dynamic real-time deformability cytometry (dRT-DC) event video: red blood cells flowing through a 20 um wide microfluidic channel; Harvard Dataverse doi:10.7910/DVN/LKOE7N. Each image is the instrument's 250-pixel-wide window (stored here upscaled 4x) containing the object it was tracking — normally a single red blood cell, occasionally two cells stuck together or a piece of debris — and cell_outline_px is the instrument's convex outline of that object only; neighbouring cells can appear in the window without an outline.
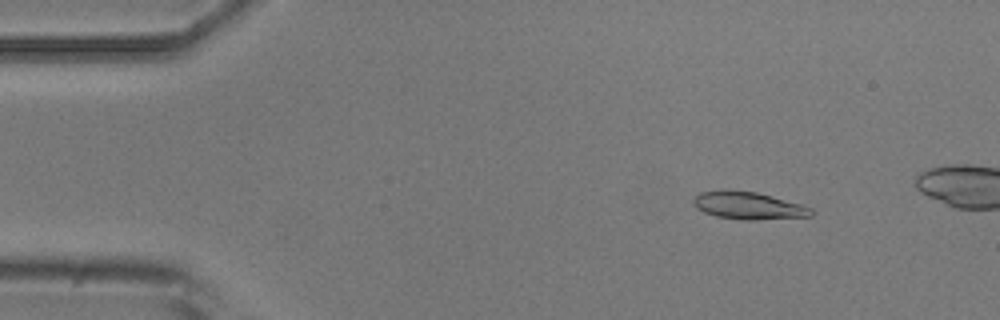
{"species": "common noctule bat (a hibernating species)", "species_latin": "Nyctalus noctula", "temperature_condition": "room temperature", "stored_images_in_passage": 5, "camera_frame_rate_fps": 3000, "um_per_image_px": 0.085, "animal": {"sex": "male", "body_mass_g": 20.5, "forearm_length_mm": 52.5}, "frame": {"image": 1, "passage_image": 2, "time_ms": 1.0, "image_size_px": [1000, 320], "cell_outline_px": [[816, 212], [812, 216], [756, 220], [744, 220], [716, 216], [704, 212], [696, 208], [692, 204], [692, 200], [700, 192], [724, 188], [756, 192], [772, 196], [800, 204], [812, 208]], "centroid_in_image_um": [63.59, 17.46], "position_along_channel_um": 21.4, "area_um2": 19.19}}